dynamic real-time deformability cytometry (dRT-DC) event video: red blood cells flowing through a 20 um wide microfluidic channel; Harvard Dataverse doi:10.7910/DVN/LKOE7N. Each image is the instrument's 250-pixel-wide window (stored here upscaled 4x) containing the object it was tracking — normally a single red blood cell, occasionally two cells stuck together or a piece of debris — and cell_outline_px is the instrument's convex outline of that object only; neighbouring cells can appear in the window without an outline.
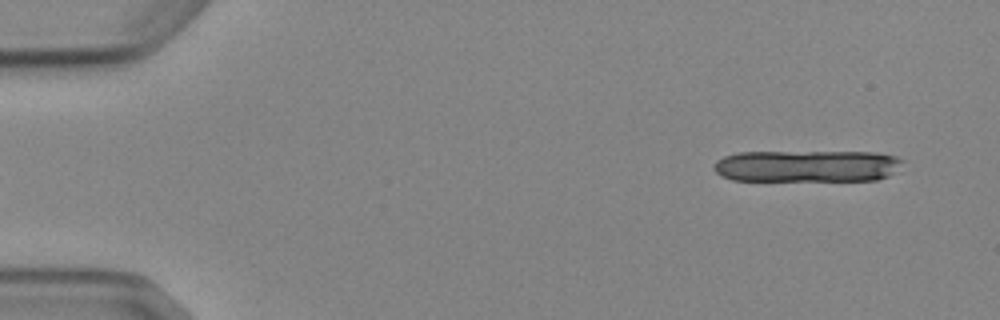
{"species": "Egyptian fruit bat (a non-hibernating species)", "species_latin": "Rousettus aegyptiacus", "temperature_condition": "cold", "stored_images_in_passage": 5, "segment_of_instrument_passage": [2, 2], "camera_frame_rate_fps": 3000, "um_per_image_px": 0.085, "animal": {"sex": "female"}, "frame": {"image": 1, "passage_image": 5, "time_ms": 4.667, "image_size_px": [1000, 320], "cell_outline_px": [[904, 160], [888, 176], [876, 180], [732, 180], [716, 172], [712, 168], [716, 160], [724, 156], [736, 152], [876, 152], [896, 156]], "centroid_in_image_um": [68.56, 14.1], "position_along_channel_um": 16.4, "area_um2": 35.03}}